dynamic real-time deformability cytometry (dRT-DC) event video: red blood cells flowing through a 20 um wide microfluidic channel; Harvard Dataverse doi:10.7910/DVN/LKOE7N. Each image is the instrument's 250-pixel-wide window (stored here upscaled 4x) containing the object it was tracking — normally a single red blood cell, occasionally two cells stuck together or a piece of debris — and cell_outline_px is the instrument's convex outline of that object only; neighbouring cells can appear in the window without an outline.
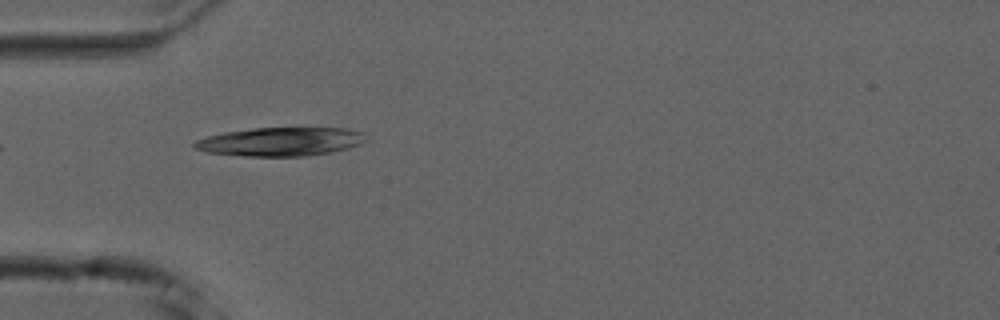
{"species": "common noctule bat (a hibernating species)", "species_latin": "Nyctalus noctula", "temperature_condition": "cold", "stored_images_in_passage": 37, "camera_frame_rate_fps": 3000, "um_per_image_px": 0.085, "animal": {"sex": "male", "forearm_length_mm": 52.5}, "frame": {"image": 1, "passage_image": 1, "time_ms": 0.0, "image_size_px": [1000, 320], "cell_outline_px": [[364, 140], [360, 144], [328, 152], [304, 156], [244, 156], [208, 152], [196, 148], [192, 144], [196, 140], [208, 136], [224, 132], [252, 128], [348, 128], [360, 132]], "centroid_in_image_um": [23.77, 12.03], "position_along_channel_um": 61.2, "area_um2": 28.09}}
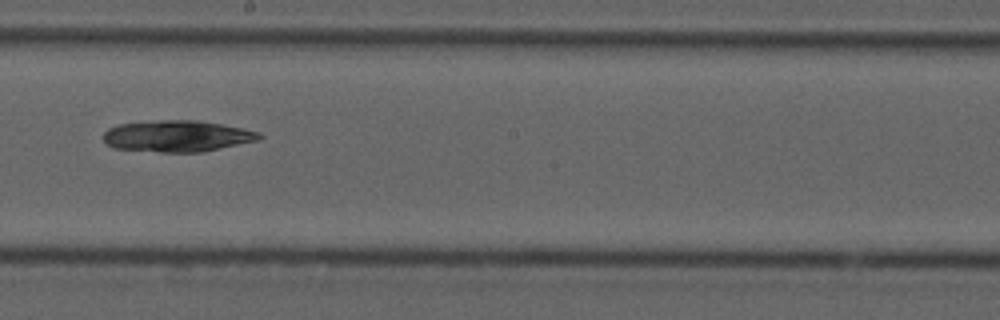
{"frame": {"image": 2, "passage_image": 15, "time_ms": 4.667, "image_size_px": [1000, 320], "cell_outline_px": [[264, 136], [260, 140], [200, 152], [160, 152], [112, 148], [104, 140], [104, 132], [108, 128], [120, 124], [160, 120], [196, 120], [244, 128], [260, 132]], "centroid_in_image_um": [15.08, 11.57], "position_along_channel_um": 233.1, "area_um2": 28.5}}
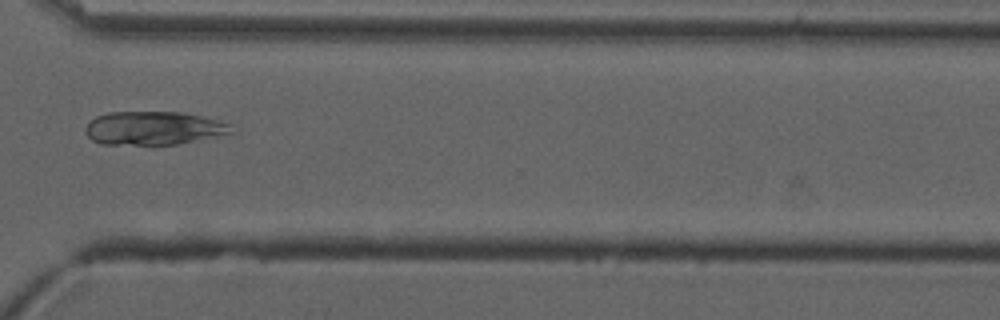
{"frame": {"image": 3, "passage_image": 25, "time_ms": 8.0, "image_size_px": [1000, 320], "cell_outline_px": [[236, 132], [176, 144], [100, 144], [92, 140], [84, 132], [84, 128], [88, 120], [96, 116], [108, 112], [184, 112], [220, 120], [232, 124]], "centroid_in_image_um": [13.05, 10.88], "position_along_channel_um": 357.6, "area_um2": 28.73}}